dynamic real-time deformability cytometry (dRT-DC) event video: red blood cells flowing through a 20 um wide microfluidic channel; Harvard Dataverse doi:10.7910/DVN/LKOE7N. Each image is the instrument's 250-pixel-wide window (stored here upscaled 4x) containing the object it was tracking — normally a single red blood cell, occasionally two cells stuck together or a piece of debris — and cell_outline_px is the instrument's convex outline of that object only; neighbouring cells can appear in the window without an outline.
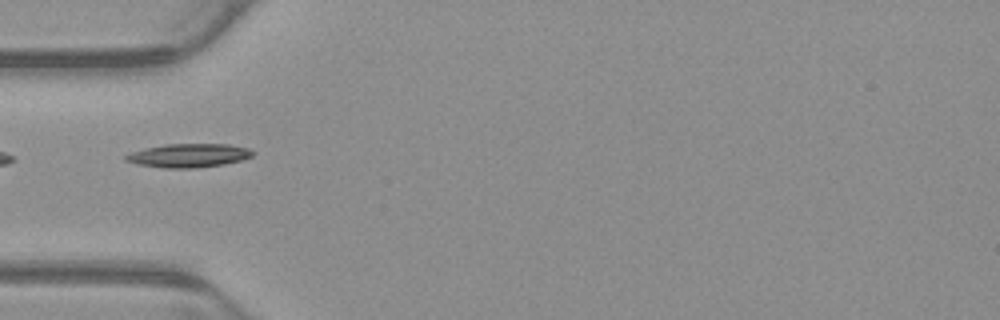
{"species": "common noctule bat (a hibernating species)", "species_latin": "Nyctalus noctula", "temperature_condition": "warm", "stored_images_in_passage": 37, "camera_frame_rate_fps": 3000, "um_per_image_px": 0.085, "animal": {"sex": "male", "body_mass_g": 23.1, "forearm_length_mm": 52.7}, "frame": {"image": 1, "passage_image": 1, "time_ms": 0.0, "image_size_px": [1000, 320], "cell_outline_px": [[256, 152], [252, 156], [240, 160], [224, 164], [196, 168], [164, 168], [136, 164], [124, 160], [124, 156], [132, 152], [144, 148], [164, 144], [228, 144], [248, 148]], "centroid_in_image_um": [16.02, 13.21], "position_along_channel_um": 69.0, "area_um2": 17.57}, "authors_computed_cell_mechanics": {"area_um2": 15.7216, "velocity_mm_per_s": 3.8833, "shape_relaxation_time_tau1_ms": 3.8448, "shape_relaxation_time_tau2_ms": 6.1966, "deformation_change_tau1": 0.17, "deformation_change_tau2": 0.1443}}